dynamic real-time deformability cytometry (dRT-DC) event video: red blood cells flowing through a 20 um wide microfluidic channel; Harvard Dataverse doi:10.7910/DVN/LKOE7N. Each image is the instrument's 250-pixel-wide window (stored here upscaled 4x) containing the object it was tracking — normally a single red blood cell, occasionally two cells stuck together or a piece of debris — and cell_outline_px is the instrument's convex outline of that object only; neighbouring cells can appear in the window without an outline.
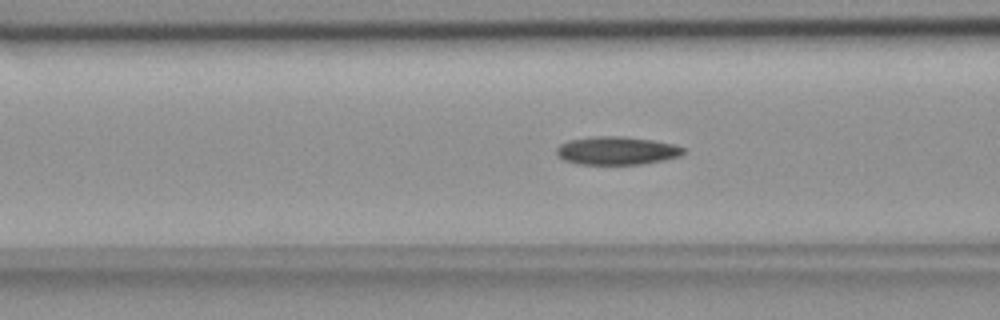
{"species": "common noctule bat (a hibernating species)", "species_latin": "Nyctalus noctula", "temperature_condition": "room temperature", "stored_images_in_passage": 55, "camera_frame_rate_fps": 3000, "um_per_image_px": 0.085, "animal": {"sex": "female", "body_mass_g": 18.4}, "frame": {"image": 1, "passage_image": 21, "time_ms": 6.667, "image_size_px": [1000, 320], "cell_outline_px": [[684, 152], [680, 156], [664, 160], [640, 164], [576, 164], [564, 160], [556, 156], [556, 148], [560, 144], [568, 140], [596, 136], [624, 136], [652, 140], [672, 144], [684, 148]], "centroid_in_image_um": [52.38, 12.8], "position_along_channel_um": 114.2, "area_um2": 20.87}}
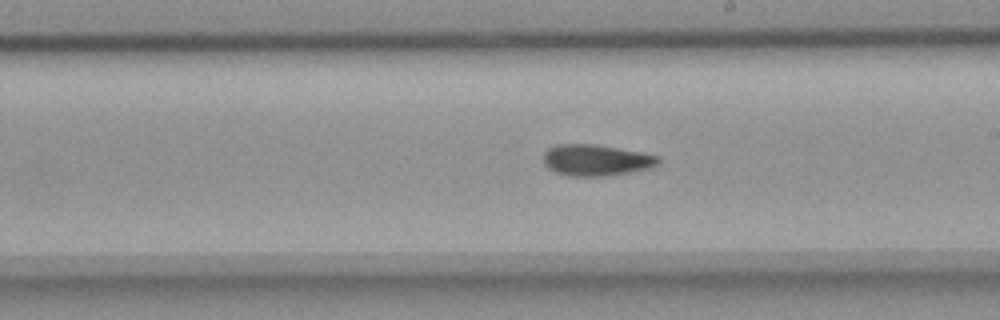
{"frame": {"image": 2, "passage_image": 31, "time_ms": 10.0, "image_size_px": [1000, 320], "cell_outline_px": [[660, 164], [652, 168], [604, 176], [568, 176], [556, 172], [548, 168], [544, 164], [544, 152], [548, 148], [556, 144], [592, 144], [640, 152], [660, 156]], "centroid_in_image_um": [50.67, 13.61], "position_along_channel_um": 238.3, "area_um2": 20.92}}
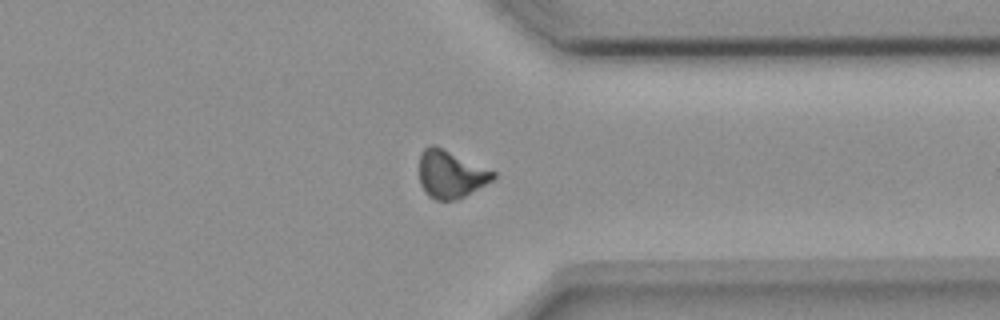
{"frame": {"image": 3, "passage_image": 42, "time_ms": 13.667, "image_size_px": [1000, 320], "cell_outline_px": [[496, 176], [492, 180], [464, 196], [456, 200], [436, 200], [428, 196], [424, 192], [420, 184], [420, 156], [424, 148], [428, 144], [436, 144], [496, 172]], "centroid_in_image_um": [38.28, 14.79], "position_along_channel_um": 373.1, "area_um2": 20.58}, "authors_computed_cell_mechanics": {"area_um2": 20.4612, "velocity_mm_per_s": 3.7369, "shape_relaxation_time_tau1_ms": null, "shape_relaxation_time_tau2_ms": 5.1744, "deformation_change_tau1": null, "deformation_change_tau2": 0.1092}}